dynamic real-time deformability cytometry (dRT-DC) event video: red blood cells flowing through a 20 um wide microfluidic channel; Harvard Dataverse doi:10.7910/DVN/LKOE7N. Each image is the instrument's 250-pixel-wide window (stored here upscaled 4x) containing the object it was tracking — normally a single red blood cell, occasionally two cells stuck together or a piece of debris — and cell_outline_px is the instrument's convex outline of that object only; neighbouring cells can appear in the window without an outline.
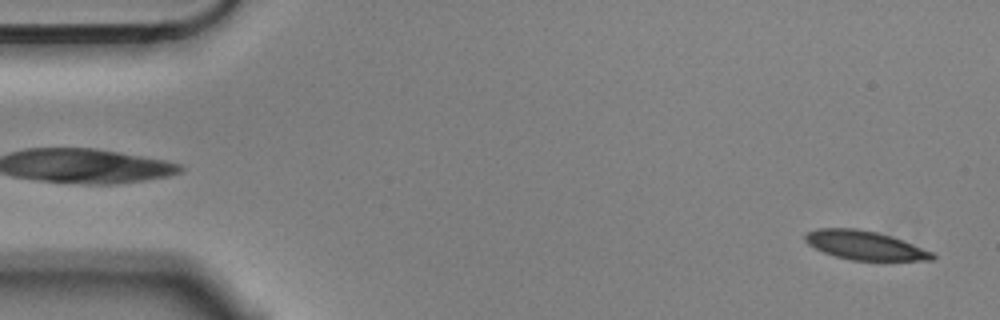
{"species": "Egyptian fruit bat (a non-hibernating species)", "species_latin": "Rousettus aegyptiacus", "temperature_condition": "cold", "stored_images_in_passage": 4, "segment_of_instrument_passage": [2, 2], "camera_frame_rate_fps": 3000, "um_per_image_px": 0.085, "animal": {"sex": "male"}, "frame": {"image": 1, "passage_image": 4, "time_ms": 1.0, "image_size_px": [1000, 320], "cell_outline_px": [[936, 256], [932, 260], [852, 260], [836, 256], [824, 252], [808, 244], [804, 240], [804, 236], [808, 232], [820, 228], [856, 228], [876, 232], [912, 244], [932, 252]], "centroid_in_image_um": [73.47, 20.85], "position_along_channel_um": 11.5, "area_um2": 20.92}}